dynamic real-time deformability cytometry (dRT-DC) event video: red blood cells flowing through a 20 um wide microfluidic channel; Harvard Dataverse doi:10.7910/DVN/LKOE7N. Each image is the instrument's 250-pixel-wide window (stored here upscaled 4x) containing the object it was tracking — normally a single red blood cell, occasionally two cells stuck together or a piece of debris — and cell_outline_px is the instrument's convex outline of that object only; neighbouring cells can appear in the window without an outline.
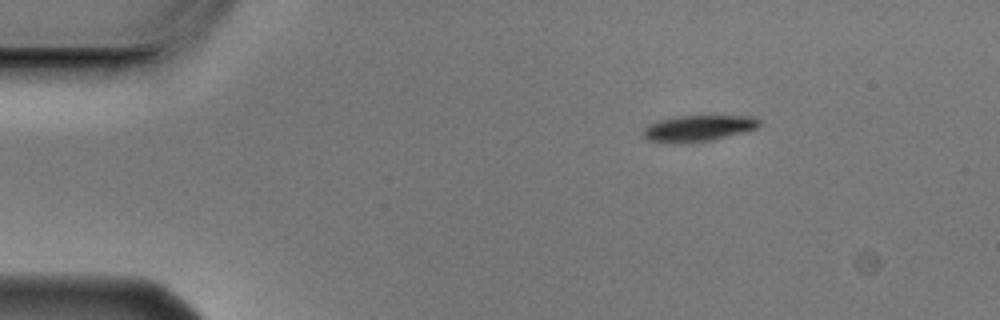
{"species": "Egyptian fruit bat (a non-hibernating species)", "species_latin": "Rousettus aegyptiacus", "temperature_condition": "cold", "stored_images_in_passage": 3, "camera_frame_rate_fps": 3000, "um_per_image_px": 0.085, "animal": {"sex": "male"}, "frame": {"image": 1, "passage_image": 1, "time_ms": 0.0, "image_size_px": [1000, 320], "cell_outline_px": [[760, 124], [756, 128], [712, 140], [672, 144], [648, 140], [644, 136], [644, 128], [648, 124], [672, 116], [748, 116], [760, 120]], "centroid_in_image_um": [59.29, 10.9], "position_along_channel_um": 25.7, "area_um2": 17.51}}